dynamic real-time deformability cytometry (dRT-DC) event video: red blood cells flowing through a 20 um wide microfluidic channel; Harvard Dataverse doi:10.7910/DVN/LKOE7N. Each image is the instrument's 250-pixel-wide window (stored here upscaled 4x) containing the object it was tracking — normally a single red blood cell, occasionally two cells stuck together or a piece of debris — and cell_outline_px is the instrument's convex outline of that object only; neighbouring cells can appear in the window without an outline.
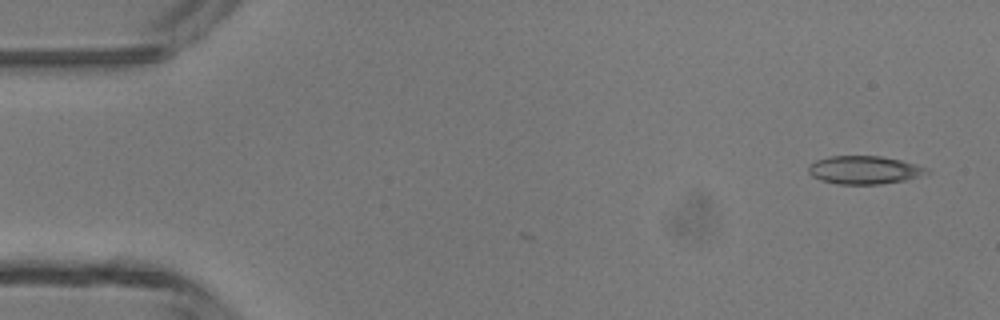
{"species": "common noctule bat (a hibernating species)", "species_latin": "Nyctalus noctula", "temperature_condition": "room temperature", "stored_images_in_passage": 3, "camera_frame_rate_fps": 3000, "um_per_image_px": 0.085, "animal": {"sex": "male", "body_mass_g": 13.3}, "frame": {"image": 1, "passage_image": 1, "time_ms": 0.0, "image_size_px": [1000, 320], "cell_outline_px": [[932, 172], [904, 180], [880, 184], [836, 184], [820, 180], [812, 176], [808, 172], [808, 168], [816, 160], [828, 156], [880, 156], [900, 160], [924, 168]], "centroid_in_image_um": [73.4, 14.45], "position_along_channel_um": 11.6, "area_um2": 19.13}}